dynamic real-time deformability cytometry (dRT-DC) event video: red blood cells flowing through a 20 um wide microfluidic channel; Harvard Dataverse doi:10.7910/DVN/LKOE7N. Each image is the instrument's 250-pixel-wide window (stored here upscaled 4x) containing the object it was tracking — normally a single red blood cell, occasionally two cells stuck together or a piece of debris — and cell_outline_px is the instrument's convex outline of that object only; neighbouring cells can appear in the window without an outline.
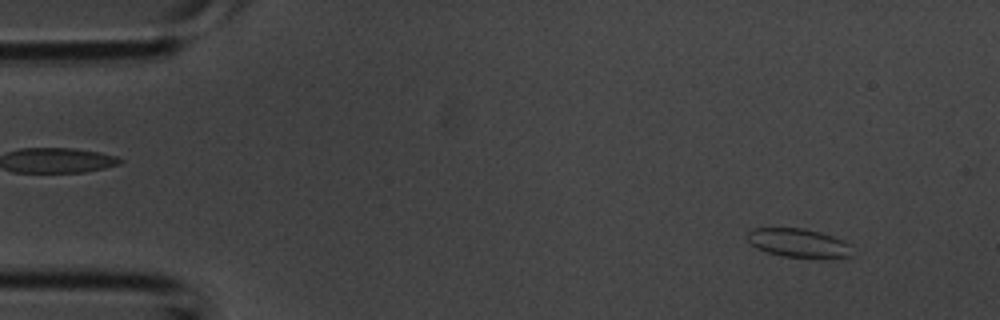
{"species": "common noctule bat (a hibernating species)", "species_latin": "Nyctalus noctula", "temperature_condition": "room temperature", "stored_images_in_passage": 4, "camera_frame_rate_fps": 3000, "um_per_image_px": 0.085, "animal": {"sex": "male", "body_mass_g": 20.1, "forearm_length_mm": 53.5}, "frame": {"image": 1, "passage_image": 2, "time_ms": 0.333, "image_size_px": [1000, 320], "cell_outline_px": [[852, 256], [784, 256], [768, 252], [756, 248], [748, 240], [748, 232], [752, 228], [804, 228], [820, 232], [844, 240], [848, 244]], "centroid_in_image_um": [67.81, 20.61], "position_along_channel_um": 17.2, "area_um2": 16.88}}